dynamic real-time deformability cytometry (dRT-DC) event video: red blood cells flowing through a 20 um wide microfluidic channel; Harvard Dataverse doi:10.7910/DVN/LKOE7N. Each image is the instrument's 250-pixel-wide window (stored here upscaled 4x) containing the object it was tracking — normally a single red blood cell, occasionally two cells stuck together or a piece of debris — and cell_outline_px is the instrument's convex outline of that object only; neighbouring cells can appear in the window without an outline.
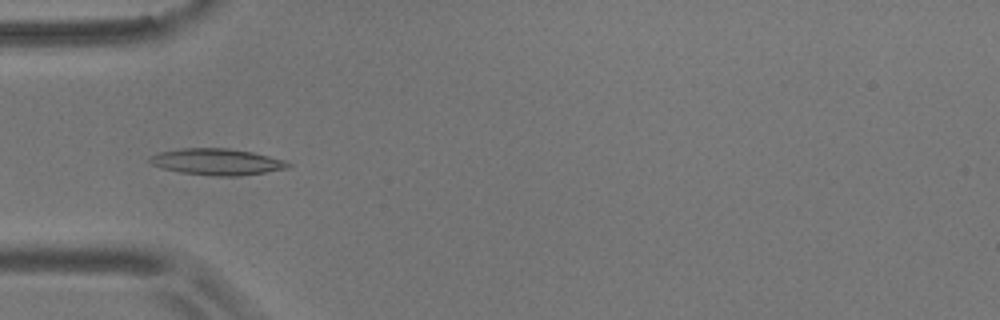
{"species": "common noctule bat (a hibernating species)", "species_latin": "Nyctalus noctula", "temperature_condition": "room temperature", "stored_images_in_passage": 51, "camera_frame_rate_fps": 3000, "um_per_image_px": 0.085, "animal": {"sex": "male", "body_mass_g": 17.9}, "frame": {"image": 1, "passage_image": 17, "time_ms": 5.333, "image_size_px": [1000, 320], "cell_outline_px": [[292, 164], [288, 168], [240, 176], [216, 176], [180, 172], [164, 168], [152, 164], [148, 160], [148, 156], [160, 152], [180, 148], [228, 148], [252, 152], [284, 160]], "centroid_in_image_um": [18.42, 13.75], "position_along_channel_um": 66.6, "area_um2": 21.15}}
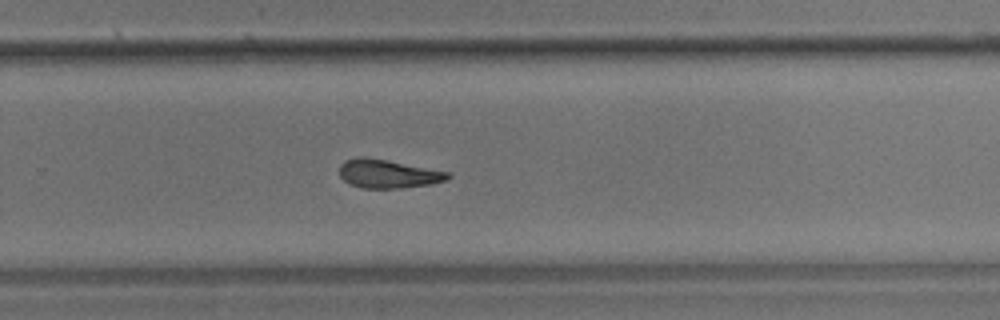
{"frame": {"image": 2, "passage_image": 36, "time_ms": 11.667, "image_size_px": [1000, 320], "cell_outline_px": [[452, 176], [448, 180], [432, 184], [400, 188], [364, 188], [352, 184], [344, 180], [340, 176], [340, 164], [344, 160], [356, 156], [364, 156], [388, 160], [452, 172]], "centroid_in_image_um": [33.03, 14.75], "position_along_channel_um": 296.8, "area_um2": 18.32}}
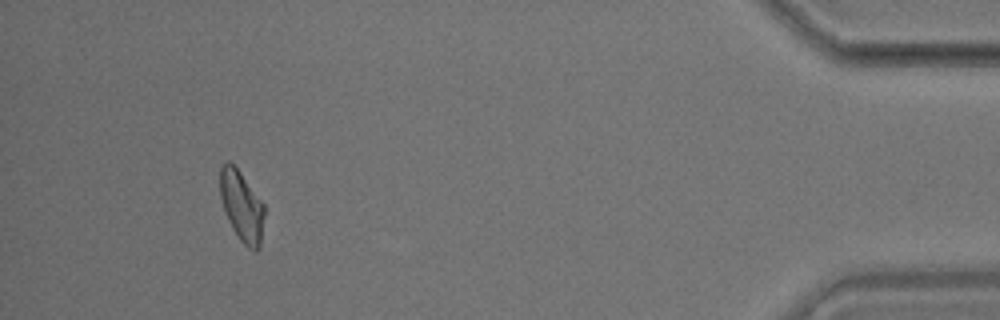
{"frame": {"image": 3, "passage_image": 51, "time_ms": 16.667, "image_size_px": [1000, 320], "cell_outline_px": [[264, 216], [260, 248], [256, 252], [252, 252], [240, 240], [232, 228], [224, 212], [220, 196], [220, 168], [224, 160], [228, 160], [240, 172], [264, 204]], "centroid_in_image_um": [20.54, 17.55], "position_along_channel_um": 414.7, "area_um2": 18.32}, "authors_computed_cell_mechanics": {"area_um2": 18.785, "velocity_mm_per_s": 3.6461, "shape_relaxation_time_tau1_ms": 10.2205, "shape_relaxation_time_tau2_ms": 7.7622, "deformation_change_tau1": 0.218, "deformation_change_tau2": 0.1801}}